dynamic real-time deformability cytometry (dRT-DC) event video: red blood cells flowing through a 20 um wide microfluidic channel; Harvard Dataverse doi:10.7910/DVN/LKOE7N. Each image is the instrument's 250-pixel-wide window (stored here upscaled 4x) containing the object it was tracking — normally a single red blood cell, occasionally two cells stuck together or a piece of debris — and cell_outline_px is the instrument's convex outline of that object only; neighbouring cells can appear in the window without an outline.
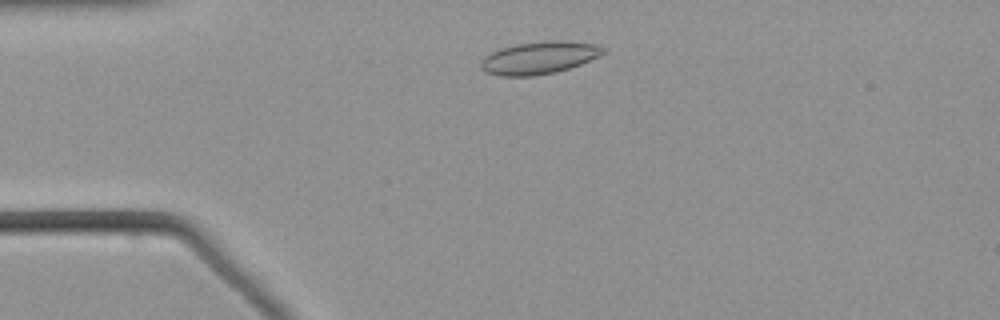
{"species": "common noctule bat (a hibernating species)", "species_latin": "Nyctalus noctula", "temperature_condition": "warm", "stored_images_in_passage": 47, "camera_frame_rate_fps": 3000, "um_per_image_px": 0.085, "animal": {"sex": "male", "body_mass_g": 21.5, "forearm_length_mm": 52.0}, "frame": {"image": 1, "passage_image": 6, "time_ms": 1.667, "image_size_px": [1000, 320], "cell_outline_px": [[608, 52], [600, 56], [580, 64], [556, 72], [532, 76], [500, 76], [484, 72], [480, 68], [480, 60], [484, 56], [500, 48], [516, 44], [552, 40], [564, 40], [596, 44], [608, 48]], "centroid_in_image_um": [45.85, 4.9], "position_along_channel_um": 39.2, "area_um2": 23.47}}
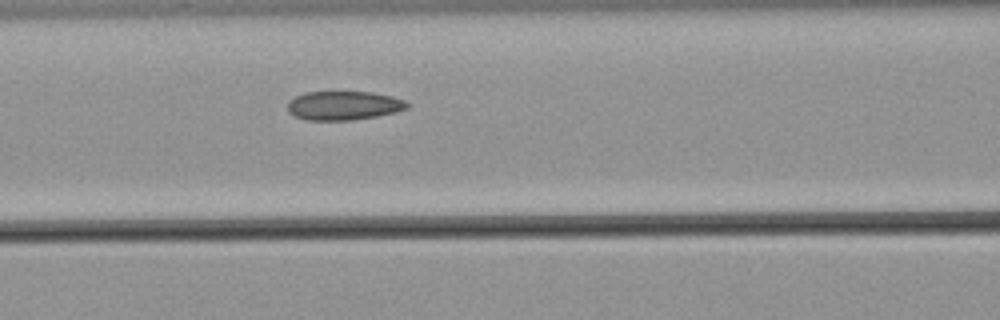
{"frame": {"image": 2, "passage_image": 16, "time_ms": 5.0, "image_size_px": [1000, 320], "cell_outline_px": [[408, 108], [396, 112], [376, 116], [352, 120], [304, 120], [292, 116], [288, 112], [288, 100], [304, 92], [372, 92], [392, 96], [404, 100], [408, 104]], "centroid_in_image_um": [29.17, 8.97], "position_along_channel_um": 137.4, "area_um2": 20.29}}
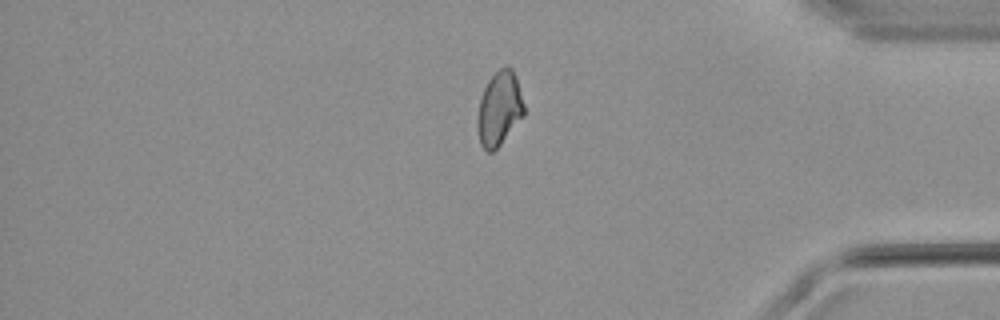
{"frame": {"image": 3, "passage_image": 38, "time_ms": 12.333, "image_size_px": [1000, 320], "cell_outline_px": [[524, 116], [500, 144], [492, 152], [488, 152], [480, 144], [476, 124], [476, 120], [480, 100], [484, 88], [488, 80], [500, 68], [508, 64], [512, 68], [516, 76], [524, 104]], "centroid_in_image_um": [42.44, 9.22], "position_along_channel_um": 392.8, "area_um2": 20.17}}